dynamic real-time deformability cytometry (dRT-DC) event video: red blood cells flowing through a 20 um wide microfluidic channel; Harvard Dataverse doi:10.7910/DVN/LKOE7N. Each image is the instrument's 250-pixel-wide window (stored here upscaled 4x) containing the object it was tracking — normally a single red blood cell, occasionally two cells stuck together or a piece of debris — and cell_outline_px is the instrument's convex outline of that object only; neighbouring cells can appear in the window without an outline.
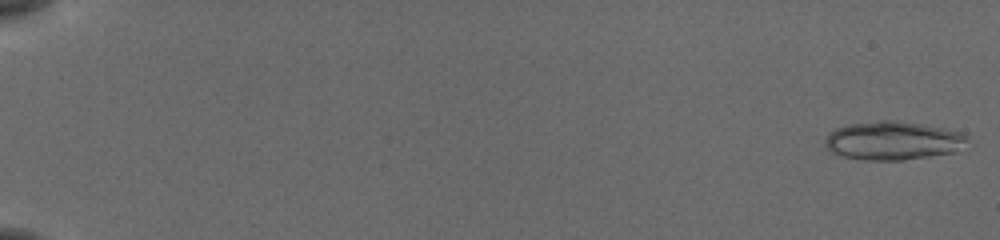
{"species": "common noctule bat (a hibernating species)", "species_latin": "Nyctalus noctula", "temperature_condition": "cold", "stored_images_in_passage": 10, "camera_frame_rate_fps": 3000, "um_per_image_px": 0.085, "animal": {"sex": "female", "body_mass_g": 19.5, "forearm_length_mm": 54.1}, "frame": {"image": 1, "passage_image": 1, "time_ms": 0.0, "image_size_px": [1000, 240], "cell_outline_px": [[968, 136], [956, 152], [904, 160], [864, 160], [844, 156], [832, 152], [824, 144], [824, 140], [836, 128], [848, 124], [880, 120], [888, 120], [924, 124], [964, 132]], "centroid_in_image_um": [75.91, 11.95], "position_along_channel_um": 9.1, "area_um2": 31.79}}